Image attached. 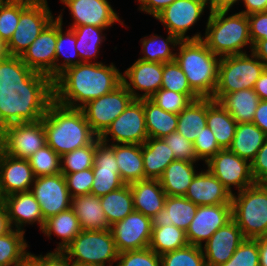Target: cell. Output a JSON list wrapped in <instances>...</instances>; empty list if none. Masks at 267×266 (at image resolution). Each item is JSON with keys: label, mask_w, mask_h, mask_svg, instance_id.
Instances as JSON below:
<instances>
[{"label": "cell", "mask_w": 267, "mask_h": 266, "mask_svg": "<svg viewBox=\"0 0 267 266\" xmlns=\"http://www.w3.org/2000/svg\"><path fill=\"white\" fill-rule=\"evenodd\" d=\"M41 120L46 132V144L60 157L91 144L98 137L81 109L65 107L54 100Z\"/></svg>", "instance_id": "obj_3"}, {"label": "cell", "mask_w": 267, "mask_h": 266, "mask_svg": "<svg viewBox=\"0 0 267 266\" xmlns=\"http://www.w3.org/2000/svg\"><path fill=\"white\" fill-rule=\"evenodd\" d=\"M219 266H260L257 240L245 238L233 256Z\"/></svg>", "instance_id": "obj_49"}, {"label": "cell", "mask_w": 267, "mask_h": 266, "mask_svg": "<svg viewBox=\"0 0 267 266\" xmlns=\"http://www.w3.org/2000/svg\"><path fill=\"white\" fill-rule=\"evenodd\" d=\"M96 151V139L89 145L77 148L61 156V173L63 175L86 170L93 167Z\"/></svg>", "instance_id": "obj_46"}, {"label": "cell", "mask_w": 267, "mask_h": 266, "mask_svg": "<svg viewBox=\"0 0 267 266\" xmlns=\"http://www.w3.org/2000/svg\"><path fill=\"white\" fill-rule=\"evenodd\" d=\"M119 253L149 247L152 221L140 212L133 211L110 228Z\"/></svg>", "instance_id": "obj_16"}, {"label": "cell", "mask_w": 267, "mask_h": 266, "mask_svg": "<svg viewBox=\"0 0 267 266\" xmlns=\"http://www.w3.org/2000/svg\"><path fill=\"white\" fill-rule=\"evenodd\" d=\"M206 124L222 149H228L235 135L237 122L230 113L212 98H206Z\"/></svg>", "instance_id": "obj_29"}, {"label": "cell", "mask_w": 267, "mask_h": 266, "mask_svg": "<svg viewBox=\"0 0 267 266\" xmlns=\"http://www.w3.org/2000/svg\"><path fill=\"white\" fill-rule=\"evenodd\" d=\"M139 2V10L146 14L153 15L155 18L167 6L171 5L175 0H137Z\"/></svg>", "instance_id": "obj_58"}, {"label": "cell", "mask_w": 267, "mask_h": 266, "mask_svg": "<svg viewBox=\"0 0 267 266\" xmlns=\"http://www.w3.org/2000/svg\"><path fill=\"white\" fill-rule=\"evenodd\" d=\"M149 99L161 109L175 114H179L192 102L186 94L161 88Z\"/></svg>", "instance_id": "obj_50"}, {"label": "cell", "mask_w": 267, "mask_h": 266, "mask_svg": "<svg viewBox=\"0 0 267 266\" xmlns=\"http://www.w3.org/2000/svg\"><path fill=\"white\" fill-rule=\"evenodd\" d=\"M193 145L197 158L205 163L222 150L214 137V133L207 125L202 129L201 134L197 136Z\"/></svg>", "instance_id": "obj_54"}, {"label": "cell", "mask_w": 267, "mask_h": 266, "mask_svg": "<svg viewBox=\"0 0 267 266\" xmlns=\"http://www.w3.org/2000/svg\"><path fill=\"white\" fill-rule=\"evenodd\" d=\"M162 75L163 63L137 59L122 74V84L134 99H149L161 88ZM139 90L143 93L139 94Z\"/></svg>", "instance_id": "obj_21"}, {"label": "cell", "mask_w": 267, "mask_h": 266, "mask_svg": "<svg viewBox=\"0 0 267 266\" xmlns=\"http://www.w3.org/2000/svg\"><path fill=\"white\" fill-rule=\"evenodd\" d=\"M28 160L35 177L61 173V157L47 144L37 150Z\"/></svg>", "instance_id": "obj_48"}, {"label": "cell", "mask_w": 267, "mask_h": 266, "mask_svg": "<svg viewBox=\"0 0 267 266\" xmlns=\"http://www.w3.org/2000/svg\"><path fill=\"white\" fill-rule=\"evenodd\" d=\"M32 0H6L0 6V39L7 44L18 26L20 12Z\"/></svg>", "instance_id": "obj_44"}, {"label": "cell", "mask_w": 267, "mask_h": 266, "mask_svg": "<svg viewBox=\"0 0 267 266\" xmlns=\"http://www.w3.org/2000/svg\"><path fill=\"white\" fill-rule=\"evenodd\" d=\"M72 266H98V265H80V264H74V263H72Z\"/></svg>", "instance_id": "obj_68"}, {"label": "cell", "mask_w": 267, "mask_h": 266, "mask_svg": "<svg viewBox=\"0 0 267 266\" xmlns=\"http://www.w3.org/2000/svg\"><path fill=\"white\" fill-rule=\"evenodd\" d=\"M6 44L0 39V59H3L7 56Z\"/></svg>", "instance_id": "obj_66"}, {"label": "cell", "mask_w": 267, "mask_h": 266, "mask_svg": "<svg viewBox=\"0 0 267 266\" xmlns=\"http://www.w3.org/2000/svg\"><path fill=\"white\" fill-rule=\"evenodd\" d=\"M252 123L258 126L267 136V100H260Z\"/></svg>", "instance_id": "obj_59"}, {"label": "cell", "mask_w": 267, "mask_h": 266, "mask_svg": "<svg viewBox=\"0 0 267 266\" xmlns=\"http://www.w3.org/2000/svg\"><path fill=\"white\" fill-rule=\"evenodd\" d=\"M81 231L79 220L71 207L45 220L42 229L45 237L51 238L54 234L62 240L54 251H63Z\"/></svg>", "instance_id": "obj_34"}, {"label": "cell", "mask_w": 267, "mask_h": 266, "mask_svg": "<svg viewBox=\"0 0 267 266\" xmlns=\"http://www.w3.org/2000/svg\"><path fill=\"white\" fill-rule=\"evenodd\" d=\"M237 123H251L260 98L253 89H242L225 94L218 101Z\"/></svg>", "instance_id": "obj_35"}, {"label": "cell", "mask_w": 267, "mask_h": 266, "mask_svg": "<svg viewBox=\"0 0 267 266\" xmlns=\"http://www.w3.org/2000/svg\"><path fill=\"white\" fill-rule=\"evenodd\" d=\"M76 36V50L81 62L91 63V59H97L96 56L100 50L102 42L105 41V34L102 32L108 28L96 27L93 25H83L71 28Z\"/></svg>", "instance_id": "obj_41"}, {"label": "cell", "mask_w": 267, "mask_h": 266, "mask_svg": "<svg viewBox=\"0 0 267 266\" xmlns=\"http://www.w3.org/2000/svg\"><path fill=\"white\" fill-rule=\"evenodd\" d=\"M266 137V134L252 122L237 123L235 135L228 150L251 163Z\"/></svg>", "instance_id": "obj_33"}, {"label": "cell", "mask_w": 267, "mask_h": 266, "mask_svg": "<svg viewBox=\"0 0 267 266\" xmlns=\"http://www.w3.org/2000/svg\"><path fill=\"white\" fill-rule=\"evenodd\" d=\"M206 0H175L160 12L155 19L159 20L167 32L180 40H199L203 35L200 32L190 37L188 30L199 21L206 8Z\"/></svg>", "instance_id": "obj_14"}, {"label": "cell", "mask_w": 267, "mask_h": 266, "mask_svg": "<svg viewBox=\"0 0 267 266\" xmlns=\"http://www.w3.org/2000/svg\"><path fill=\"white\" fill-rule=\"evenodd\" d=\"M57 18L55 17L20 56L32 70L55 79Z\"/></svg>", "instance_id": "obj_18"}, {"label": "cell", "mask_w": 267, "mask_h": 266, "mask_svg": "<svg viewBox=\"0 0 267 266\" xmlns=\"http://www.w3.org/2000/svg\"><path fill=\"white\" fill-rule=\"evenodd\" d=\"M143 109L149 138H163L176 131L178 114L161 109L150 99H143Z\"/></svg>", "instance_id": "obj_36"}, {"label": "cell", "mask_w": 267, "mask_h": 266, "mask_svg": "<svg viewBox=\"0 0 267 266\" xmlns=\"http://www.w3.org/2000/svg\"><path fill=\"white\" fill-rule=\"evenodd\" d=\"M13 228L10 224L5 203L0 198V236L8 233Z\"/></svg>", "instance_id": "obj_62"}, {"label": "cell", "mask_w": 267, "mask_h": 266, "mask_svg": "<svg viewBox=\"0 0 267 266\" xmlns=\"http://www.w3.org/2000/svg\"><path fill=\"white\" fill-rule=\"evenodd\" d=\"M265 69V64L252 52L251 55L244 53L221 57L212 99L219 101L225 94L244 88L253 89Z\"/></svg>", "instance_id": "obj_7"}, {"label": "cell", "mask_w": 267, "mask_h": 266, "mask_svg": "<svg viewBox=\"0 0 267 266\" xmlns=\"http://www.w3.org/2000/svg\"><path fill=\"white\" fill-rule=\"evenodd\" d=\"M134 211L140 212L146 217H152L164 208L167 197L158 179H145L129 184Z\"/></svg>", "instance_id": "obj_27"}, {"label": "cell", "mask_w": 267, "mask_h": 266, "mask_svg": "<svg viewBox=\"0 0 267 266\" xmlns=\"http://www.w3.org/2000/svg\"><path fill=\"white\" fill-rule=\"evenodd\" d=\"M53 101V80L20 56L0 59V132L10 124L41 120Z\"/></svg>", "instance_id": "obj_1"}, {"label": "cell", "mask_w": 267, "mask_h": 266, "mask_svg": "<svg viewBox=\"0 0 267 266\" xmlns=\"http://www.w3.org/2000/svg\"><path fill=\"white\" fill-rule=\"evenodd\" d=\"M232 219L247 239L267 236V183H255L232 195Z\"/></svg>", "instance_id": "obj_6"}, {"label": "cell", "mask_w": 267, "mask_h": 266, "mask_svg": "<svg viewBox=\"0 0 267 266\" xmlns=\"http://www.w3.org/2000/svg\"><path fill=\"white\" fill-rule=\"evenodd\" d=\"M207 168L233 195L232 186L240 192L254 185L251 174V164L228 149H222L206 163Z\"/></svg>", "instance_id": "obj_13"}, {"label": "cell", "mask_w": 267, "mask_h": 266, "mask_svg": "<svg viewBox=\"0 0 267 266\" xmlns=\"http://www.w3.org/2000/svg\"><path fill=\"white\" fill-rule=\"evenodd\" d=\"M69 8L72 20L70 28L93 25L109 28L115 22L124 25L118 13L114 11L108 0H60Z\"/></svg>", "instance_id": "obj_20"}, {"label": "cell", "mask_w": 267, "mask_h": 266, "mask_svg": "<svg viewBox=\"0 0 267 266\" xmlns=\"http://www.w3.org/2000/svg\"><path fill=\"white\" fill-rule=\"evenodd\" d=\"M139 144L142 145L149 138L146 129L143 99H134L127 108L108 126L99 136L105 143Z\"/></svg>", "instance_id": "obj_11"}, {"label": "cell", "mask_w": 267, "mask_h": 266, "mask_svg": "<svg viewBox=\"0 0 267 266\" xmlns=\"http://www.w3.org/2000/svg\"><path fill=\"white\" fill-rule=\"evenodd\" d=\"M145 179H159L176 158L162 138H148L142 144Z\"/></svg>", "instance_id": "obj_30"}, {"label": "cell", "mask_w": 267, "mask_h": 266, "mask_svg": "<svg viewBox=\"0 0 267 266\" xmlns=\"http://www.w3.org/2000/svg\"><path fill=\"white\" fill-rule=\"evenodd\" d=\"M28 258L36 266H72V262L63 251L48 252L44 256L29 252Z\"/></svg>", "instance_id": "obj_57"}, {"label": "cell", "mask_w": 267, "mask_h": 266, "mask_svg": "<svg viewBox=\"0 0 267 266\" xmlns=\"http://www.w3.org/2000/svg\"><path fill=\"white\" fill-rule=\"evenodd\" d=\"M196 162L172 161L158 179L167 196H185L188 186L197 174Z\"/></svg>", "instance_id": "obj_32"}, {"label": "cell", "mask_w": 267, "mask_h": 266, "mask_svg": "<svg viewBox=\"0 0 267 266\" xmlns=\"http://www.w3.org/2000/svg\"><path fill=\"white\" fill-rule=\"evenodd\" d=\"M232 220V204L198 206L186 230L188 244L202 246L216 230Z\"/></svg>", "instance_id": "obj_19"}, {"label": "cell", "mask_w": 267, "mask_h": 266, "mask_svg": "<svg viewBox=\"0 0 267 266\" xmlns=\"http://www.w3.org/2000/svg\"><path fill=\"white\" fill-rule=\"evenodd\" d=\"M167 34L166 39L156 34L142 38L140 41L144 56L139 58V60L157 63L174 61L176 55V53H173V51H176L174 47L176 48L181 40L169 32Z\"/></svg>", "instance_id": "obj_39"}, {"label": "cell", "mask_w": 267, "mask_h": 266, "mask_svg": "<svg viewBox=\"0 0 267 266\" xmlns=\"http://www.w3.org/2000/svg\"><path fill=\"white\" fill-rule=\"evenodd\" d=\"M206 125V98H200L178 114L176 131L193 143Z\"/></svg>", "instance_id": "obj_38"}, {"label": "cell", "mask_w": 267, "mask_h": 266, "mask_svg": "<svg viewBox=\"0 0 267 266\" xmlns=\"http://www.w3.org/2000/svg\"><path fill=\"white\" fill-rule=\"evenodd\" d=\"M30 191L40 205L44 220L71 207L72 197L62 173L35 177Z\"/></svg>", "instance_id": "obj_15"}, {"label": "cell", "mask_w": 267, "mask_h": 266, "mask_svg": "<svg viewBox=\"0 0 267 266\" xmlns=\"http://www.w3.org/2000/svg\"><path fill=\"white\" fill-rule=\"evenodd\" d=\"M161 89L186 94L192 101L200 97L191 89L188 80L176 61L163 63Z\"/></svg>", "instance_id": "obj_45"}, {"label": "cell", "mask_w": 267, "mask_h": 266, "mask_svg": "<svg viewBox=\"0 0 267 266\" xmlns=\"http://www.w3.org/2000/svg\"><path fill=\"white\" fill-rule=\"evenodd\" d=\"M35 175L28 159L12 157L0 149V198L29 191Z\"/></svg>", "instance_id": "obj_22"}, {"label": "cell", "mask_w": 267, "mask_h": 266, "mask_svg": "<svg viewBox=\"0 0 267 266\" xmlns=\"http://www.w3.org/2000/svg\"><path fill=\"white\" fill-rule=\"evenodd\" d=\"M46 145V132L42 120L16 123L0 132V149L12 157L28 159Z\"/></svg>", "instance_id": "obj_10"}, {"label": "cell", "mask_w": 267, "mask_h": 266, "mask_svg": "<svg viewBox=\"0 0 267 266\" xmlns=\"http://www.w3.org/2000/svg\"><path fill=\"white\" fill-rule=\"evenodd\" d=\"M258 59H260L267 67V40L261 39L257 41L251 51Z\"/></svg>", "instance_id": "obj_64"}, {"label": "cell", "mask_w": 267, "mask_h": 266, "mask_svg": "<svg viewBox=\"0 0 267 266\" xmlns=\"http://www.w3.org/2000/svg\"><path fill=\"white\" fill-rule=\"evenodd\" d=\"M252 45L261 39L267 40V12L247 15Z\"/></svg>", "instance_id": "obj_55"}, {"label": "cell", "mask_w": 267, "mask_h": 266, "mask_svg": "<svg viewBox=\"0 0 267 266\" xmlns=\"http://www.w3.org/2000/svg\"><path fill=\"white\" fill-rule=\"evenodd\" d=\"M71 208L79 220L81 230H108L111 228L99 196L91 193L75 196L72 198Z\"/></svg>", "instance_id": "obj_28"}, {"label": "cell", "mask_w": 267, "mask_h": 266, "mask_svg": "<svg viewBox=\"0 0 267 266\" xmlns=\"http://www.w3.org/2000/svg\"><path fill=\"white\" fill-rule=\"evenodd\" d=\"M25 232L12 229L0 236V266H16L29 255Z\"/></svg>", "instance_id": "obj_42"}, {"label": "cell", "mask_w": 267, "mask_h": 266, "mask_svg": "<svg viewBox=\"0 0 267 266\" xmlns=\"http://www.w3.org/2000/svg\"><path fill=\"white\" fill-rule=\"evenodd\" d=\"M197 208L198 205L184 196H167L164 208L151 219L152 227L174 225L186 232L195 217Z\"/></svg>", "instance_id": "obj_26"}, {"label": "cell", "mask_w": 267, "mask_h": 266, "mask_svg": "<svg viewBox=\"0 0 267 266\" xmlns=\"http://www.w3.org/2000/svg\"><path fill=\"white\" fill-rule=\"evenodd\" d=\"M6 0H0V6L5 2Z\"/></svg>", "instance_id": "obj_69"}, {"label": "cell", "mask_w": 267, "mask_h": 266, "mask_svg": "<svg viewBox=\"0 0 267 266\" xmlns=\"http://www.w3.org/2000/svg\"><path fill=\"white\" fill-rule=\"evenodd\" d=\"M162 139L169 146L170 150H172L176 160H185L189 162L199 161L196 156L193 143L187 140L179 132L174 131Z\"/></svg>", "instance_id": "obj_52"}, {"label": "cell", "mask_w": 267, "mask_h": 266, "mask_svg": "<svg viewBox=\"0 0 267 266\" xmlns=\"http://www.w3.org/2000/svg\"><path fill=\"white\" fill-rule=\"evenodd\" d=\"M259 249V263L260 266H267V236L256 238Z\"/></svg>", "instance_id": "obj_65"}, {"label": "cell", "mask_w": 267, "mask_h": 266, "mask_svg": "<svg viewBox=\"0 0 267 266\" xmlns=\"http://www.w3.org/2000/svg\"><path fill=\"white\" fill-rule=\"evenodd\" d=\"M122 84V72L111 63L82 62L68 67L53 80V100L65 107H83Z\"/></svg>", "instance_id": "obj_2"}, {"label": "cell", "mask_w": 267, "mask_h": 266, "mask_svg": "<svg viewBox=\"0 0 267 266\" xmlns=\"http://www.w3.org/2000/svg\"><path fill=\"white\" fill-rule=\"evenodd\" d=\"M240 0H206L207 7H209V12L229 10L232 6L238 3Z\"/></svg>", "instance_id": "obj_61"}, {"label": "cell", "mask_w": 267, "mask_h": 266, "mask_svg": "<svg viewBox=\"0 0 267 266\" xmlns=\"http://www.w3.org/2000/svg\"><path fill=\"white\" fill-rule=\"evenodd\" d=\"M184 197L198 206L232 204V194L208 169L194 176Z\"/></svg>", "instance_id": "obj_24"}, {"label": "cell", "mask_w": 267, "mask_h": 266, "mask_svg": "<svg viewBox=\"0 0 267 266\" xmlns=\"http://www.w3.org/2000/svg\"><path fill=\"white\" fill-rule=\"evenodd\" d=\"M66 185L71 197L86 195L91 193L92 183L94 180L93 169L68 173L64 175Z\"/></svg>", "instance_id": "obj_53"}, {"label": "cell", "mask_w": 267, "mask_h": 266, "mask_svg": "<svg viewBox=\"0 0 267 266\" xmlns=\"http://www.w3.org/2000/svg\"><path fill=\"white\" fill-rule=\"evenodd\" d=\"M114 154L119 167V176L125 184L145 180L142 145L114 144Z\"/></svg>", "instance_id": "obj_31"}, {"label": "cell", "mask_w": 267, "mask_h": 266, "mask_svg": "<svg viewBox=\"0 0 267 266\" xmlns=\"http://www.w3.org/2000/svg\"><path fill=\"white\" fill-rule=\"evenodd\" d=\"M228 12L229 10L209 12L205 36L201 40L220 57L247 53L243 48L249 44L252 51L247 15L239 11L227 16Z\"/></svg>", "instance_id": "obj_5"}, {"label": "cell", "mask_w": 267, "mask_h": 266, "mask_svg": "<svg viewBox=\"0 0 267 266\" xmlns=\"http://www.w3.org/2000/svg\"><path fill=\"white\" fill-rule=\"evenodd\" d=\"M254 90L260 100H267V67L256 81Z\"/></svg>", "instance_id": "obj_63"}, {"label": "cell", "mask_w": 267, "mask_h": 266, "mask_svg": "<svg viewBox=\"0 0 267 266\" xmlns=\"http://www.w3.org/2000/svg\"><path fill=\"white\" fill-rule=\"evenodd\" d=\"M244 3L245 10L241 13L249 15L256 12H267V0H241Z\"/></svg>", "instance_id": "obj_60"}, {"label": "cell", "mask_w": 267, "mask_h": 266, "mask_svg": "<svg viewBox=\"0 0 267 266\" xmlns=\"http://www.w3.org/2000/svg\"><path fill=\"white\" fill-rule=\"evenodd\" d=\"M187 245L186 232L183 229L174 225L152 227V237L149 248L158 255L183 248Z\"/></svg>", "instance_id": "obj_43"}, {"label": "cell", "mask_w": 267, "mask_h": 266, "mask_svg": "<svg viewBox=\"0 0 267 266\" xmlns=\"http://www.w3.org/2000/svg\"><path fill=\"white\" fill-rule=\"evenodd\" d=\"M175 61L184 72L191 89L200 98H213L221 57L201 40H181Z\"/></svg>", "instance_id": "obj_4"}, {"label": "cell", "mask_w": 267, "mask_h": 266, "mask_svg": "<svg viewBox=\"0 0 267 266\" xmlns=\"http://www.w3.org/2000/svg\"><path fill=\"white\" fill-rule=\"evenodd\" d=\"M16 266H36L28 257L20 264Z\"/></svg>", "instance_id": "obj_67"}, {"label": "cell", "mask_w": 267, "mask_h": 266, "mask_svg": "<svg viewBox=\"0 0 267 266\" xmlns=\"http://www.w3.org/2000/svg\"><path fill=\"white\" fill-rule=\"evenodd\" d=\"M59 14L57 18V43H56V54H55V78L62 73L65 69L71 66L82 63L79 59L78 52L76 50V36L74 31L69 28L63 33V16ZM63 56L62 63L59 62V58ZM78 57V59L76 58Z\"/></svg>", "instance_id": "obj_40"}, {"label": "cell", "mask_w": 267, "mask_h": 266, "mask_svg": "<svg viewBox=\"0 0 267 266\" xmlns=\"http://www.w3.org/2000/svg\"><path fill=\"white\" fill-rule=\"evenodd\" d=\"M133 100L132 94L121 84L111 93L87 102L80 109L99 137Z\"/></svg>", "instance_id": "obj_12"}, {"label": "cell", "mask_w": 267, "mask_h": 266, "mask_svg": "<svg viewBox=\"0 0 267 266\" xmlns=\"http://www.w3.org/2000/svg\"><path fill=\"white\" fill-rule=\"evenodd\" d=\"M54 19L47 0H32L21 12L18 26L6 44L9 56H21Z\"/></svg>", "instance_id": "obj_9"}, {"label": "cell", "mask_w": 267, "mask_h": 266, "mask_svg": "<svg viewBox=\"0 0 267 266\" xmlns=\"http://www.w3.org/2000/svg\"><path fill=\"white\" fill-rule=\"evenodd\" d=\"M245 240L241 229L232 219L219 228L210 239L201 246L206 266H219L226 263Z\"/></svg>", "instance_id": "obj_23"}, {"label": "cell", "mask_w": 267, "mask_h": 266, "mask_svg": "<svg viewBox=\"0 0 267 266\" xmlns=\"http://www.w3.org/2000/svg\"><path fill=\"white\" fill-rule=\"evenodd\" d=\"M161 266H206L200 246L190 245L160 255Z\"/></svg>", "instance_id": "obj_47"}, {"label": "cell", "mask_w": 267, "mask_h": 266, "mask_svg": "<svg viewBox=\"0 0 267 266\" xmlns=\"http://www.w3.org/2000/svg\"><path fill=\"white\" fill-rule=\"evenodd\" d=\"M2 200L6 205L12 228L15 226L14 229L26 232L24 225H33L36 222L42 231L45 220L40 205L30 190L11 194Z\"/></svg>", "instance_id": "obj_25"}, {"label": "cell", "mask_w": 267, "mask_h": 266, "mask_svg": "<svg viewBox=\"0 0 267 266\" xmlns=\"http://www.w3.org/2000/svg\"><path fill=\"white\" fill-rule=\"evenodd\" d=\"M115 266H161V258L149 247L119 253Z\"/></svg>", "instance_id": "obj_51"}, {"label": "cell", "mask_w": 267, "mask_h": 266, "mask_svg": "<svg viewBox=\"0 0 267 266\" xmlns=\"http://www.w3.org/2000/svg\"><path fill=\"white\" fill-rule=\"evenodd\" d=\"M96 138V151L93 162L94 180L91 194L104 196L122 187L125 183L119 176V167L114 154V144Z\"/></svg>", "instance_id": "obj_17"}, {"label": "cell", "mask_w": 267, "mask_h": 266, "mask_svg": "<svg viewBox=\"0 0 267 266\" xmlns=\"http://www.w3.org/2000/svg\"><path fill=\"white\" fill-rule=\"evenodd\" d=\"M100 202L110 226L123 220L134 211L132 191L129 184H124L107 195L101 196Z\"/></svg>", "instance_id": "obj_37"}, {"label": "cell", "mask_w": 267, "mask_h": 266, "mask_svg": "<svg viewBox=\"0 0 267 266\" xmlns=\"http://www.w3.org/2000/svg\"><path fill=\"white\" fill-rule=\"evenodd\" d=\"M63 252L74 264L98 266H113L119 255L110 229L82 230Z\"/></svg>", "instance_id": "obj_8"}, {"label": "cell", "mask_w": 267, "mask_h": 266, "mask_svg": "<svg viewBox=\"0 0 267 266\" xmlns=\"http://www.w3.org/2000/svg\"><path fill=\"white\" fill-rule=\"evenodd\" d=\"M250 164L253 180L256 183H267V137Z\"/></svg>", "instance_id": "obj_56"}]
</instances>
